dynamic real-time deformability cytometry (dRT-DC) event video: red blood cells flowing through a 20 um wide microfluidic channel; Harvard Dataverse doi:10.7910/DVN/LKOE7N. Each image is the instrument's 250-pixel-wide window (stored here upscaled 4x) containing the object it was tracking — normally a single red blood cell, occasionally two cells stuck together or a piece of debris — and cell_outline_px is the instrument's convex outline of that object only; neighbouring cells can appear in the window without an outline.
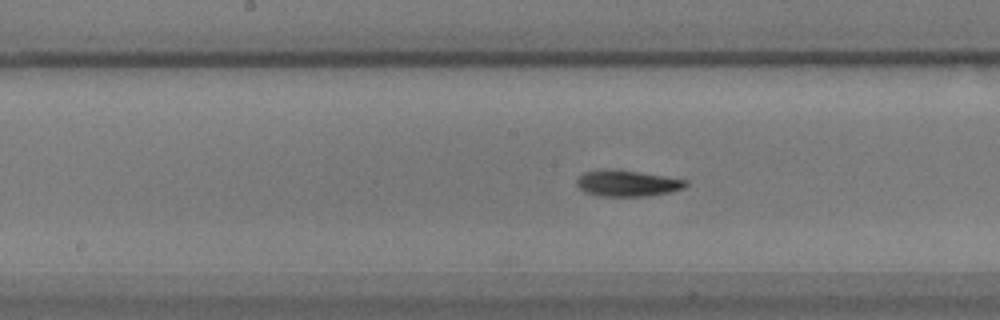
{"species": "common noctule bat (a hibernating species)", "species_latin": "Nyctalus noctula", "temperature_condition": "warm", "stored_images_in_passage": 40, "camera_frame_rate_fps": 3000, "um_per_image_px": 0.085, "animal": {"sex": "male", "body_mass_g": 17.9}, "frame": {"image": 1, "passage_image": 17, "time_ms": 5.333, "image_size_px": [1000, 320], "cell_outline_px": [[688, 184], [684, 188], [672, 192], [648, 196], [600, 196], [584, 192], [576, 184], [576, 180], [584, 172], [600, 168], [616, 168], [688, 180]], "centroid_in_image_um": [53.31, 15.56], "position_along_channel_um": 194.9, "area_um2": 16.99}}
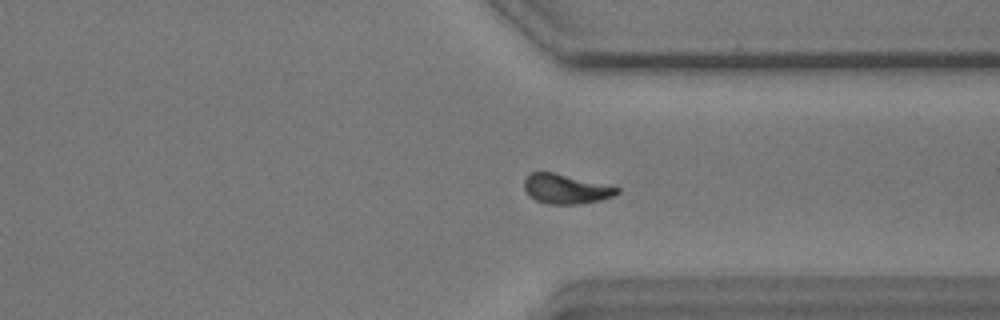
{"frame": {"image": 2, "passage_image": 31, "time_ms": 10.0, "image_size_px": [1000, 320], "cell_outline_px": [[620, 192], [612, 196], [600, 200], [580, 204], [548, 204], [536, 200], [528, 196], [524, 188], [524, 180], [532, 172], [556, 172], [620, 188]], "centroid_in_image_um": [48.08, 16.06], "position_along_channel_um": 363.3, "area_um2": 16.01}}
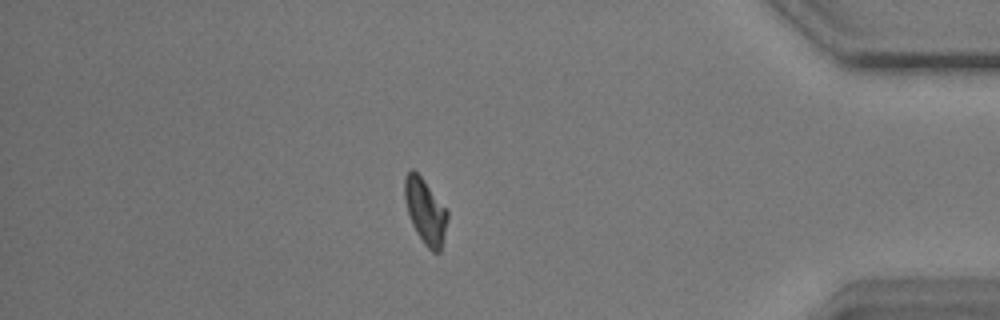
{"frame": {"image": 3, "passage_image": 37, "time_ms": 12.0, "image_size_px": [1000, 320], "cell_outline_px": [[448, 220], [440, 252], [432, 252], [424, 244], [416, 232], [412, 224], [404, 200], [404, 180], [408, 172], [412, 168], [424, 180], [448, 208]], "centroid_in_image_um": [36.17, 17.95], "position_along_channel_um": 399.0, "area_um2": 16.42}, "authors_computed_cell_mechanics": {"area_um2": 16.184, "velocity_mm_per_s": 3.61, "shape_relaxation_time_tau1_ms": 3.4986, "shape_relaxation_time_tau2_ms": 3.6903, "deformation_change_tau1": 0.171, "deformation_change_tau2": 0.1114}}